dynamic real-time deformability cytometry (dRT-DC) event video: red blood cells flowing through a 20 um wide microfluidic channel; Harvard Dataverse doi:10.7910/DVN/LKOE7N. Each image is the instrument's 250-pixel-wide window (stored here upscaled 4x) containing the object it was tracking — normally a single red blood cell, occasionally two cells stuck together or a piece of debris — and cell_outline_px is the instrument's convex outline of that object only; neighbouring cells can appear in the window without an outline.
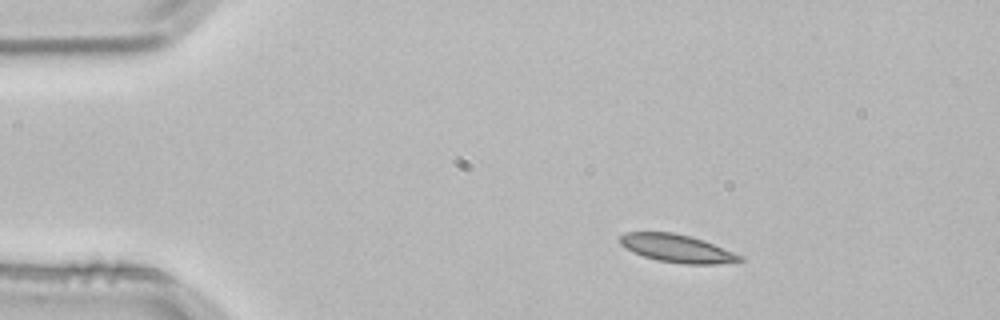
{"species": "common noctule bat (a hibernating species)", "species_latin": "Nyctalus noctula", "temperature_condition": "room temperature", "stored_images_in_passage": 3, "camera_frame_rate_fps": 3000, "um_per_image_px": 0.085, "animal": {"sex": "male", "body_mass_g": 21.5, "forearm_length_mm": 52.0}, "frame": {"image": 1, "passage_image": 1, "time_ms": 0.0, "image_size_px": [1000, 320], "cell_outline_px": [[744, 260], [716, 264], [684, 264], [656, 260], [632, 252], [620, 244], [620, 236], [628, 232], [672, 232], [692, 236], [704, 240], [744, 256]], "centroid_in_image_um": [57.56, 21.11], "position_along_channel_um": 27.4, "area_um2": 19.54}}
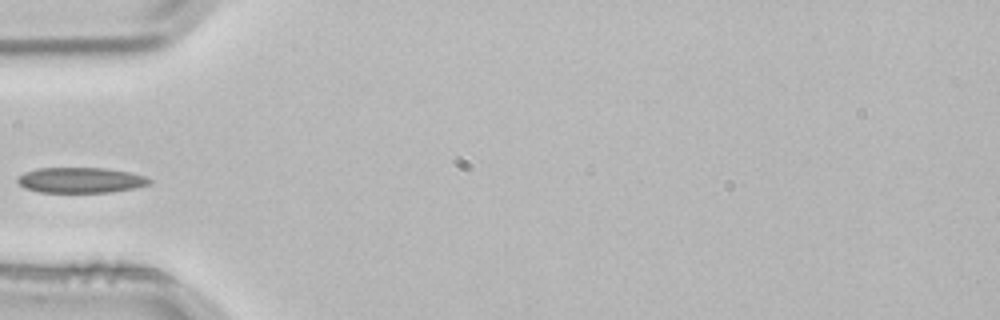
{"frame": {"image": 2, "passage_image": 3, "time_ms": 0.667, "image_size_px": [1000, 320], "cell_outline_px": [[152, 184], [136, 188], [112, 192], [40, 192], [24, 188], [16, 180], [16, 176], [24, 172], [36, 168], [108, 168], [128, 172], [144, 176], [152, 180]], "centroid_in_image_um": [6.85, 15.31], "position_along_channel_um": 78.2, "area_um2": 19.77}}